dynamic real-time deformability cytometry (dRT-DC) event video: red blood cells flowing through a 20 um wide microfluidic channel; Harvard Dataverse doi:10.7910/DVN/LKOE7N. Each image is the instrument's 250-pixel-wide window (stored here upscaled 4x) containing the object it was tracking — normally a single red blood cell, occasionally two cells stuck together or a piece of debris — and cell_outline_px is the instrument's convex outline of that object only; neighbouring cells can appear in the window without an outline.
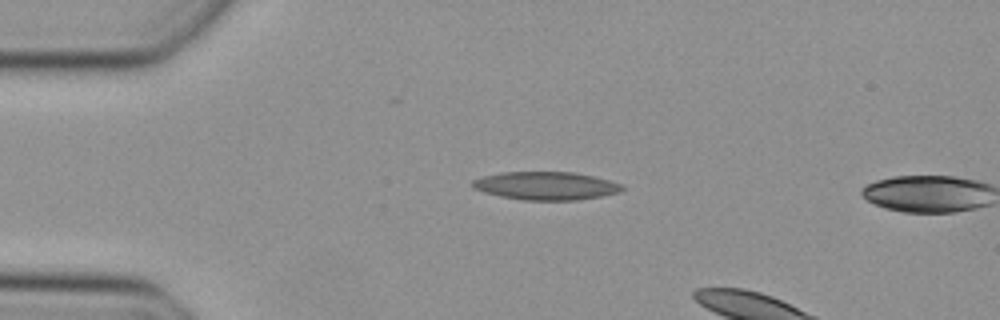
{"species": "Egyptian fruit bat (a non-hibernating species)", "species_latin": "Rousettus aegyptiacus", "temperature_condition": "cold", "stored_images_in_passage": 11, "camera_frame_rate_fps": 3000, "um_per_image_px": 0.085, "animal": {"sex": "female"}, "frame": {"image": 1, "passage_image": 10, "time_ms": 3.0, "image_size_px": [1000, 320], "cell_outline_px": [[624, 188], [616, 192], [600, 196], [576, 200], [524, 200], [500, 196], [484, 192], [476, 188], [472, 184], [472, 180], [484, 176], [500, 172], [572, 172], [592, 176], [608, 180], [620, 184]], "centroid_in_image_um": [46.36, 15.79], "position_along_channel_um": 38.6, "area_um2": 24.1}}